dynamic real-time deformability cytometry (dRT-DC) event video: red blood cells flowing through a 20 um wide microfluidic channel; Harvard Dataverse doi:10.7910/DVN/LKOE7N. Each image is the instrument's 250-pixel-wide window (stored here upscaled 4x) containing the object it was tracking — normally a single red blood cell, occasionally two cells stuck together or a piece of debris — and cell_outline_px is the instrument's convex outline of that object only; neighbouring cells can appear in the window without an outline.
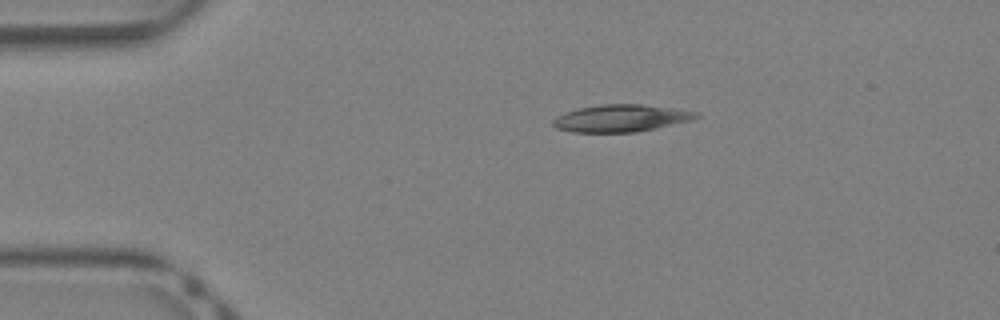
{"species": "Egyptian fruit bat (a non-hibernating species)", "species_latin": "Rousettus aegyptiacus", "temperature_condition": "warm", "stored_images_in_passage": 33, "camera_frame_rate_fps": 3000, "um_per_image_px": 0.085, "animal": {"sex": "female"}, "frame": {"image": 1, "passage_image": 1, "time_ms": 0.0, "image_size_px": [1000, 320], "cell_outline_px": [[700, 116], [692, 120], [656, 128], [636, 132], [572, 132], [556, 128], [552, 124], [552, 120], [556, 116], [580, 108], [600, 104], [640, 104], [672, 108], [700, 112]], "centroid_in_image_um": [52.8, 10.05], "position_along_channel_um": 32.2, "area_um2": 22.6}}
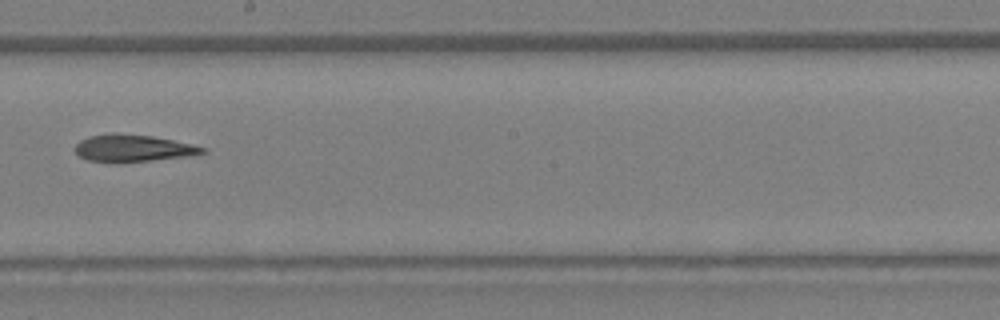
{"frame": {"image": 2, "passage_image": 16, "time_ms": 5.0, "image_size_px": [1000, 320], "cell_outline_px": [[208, 152], [192, 156], [116, 164], [88, 160], [80, 156], [72, 148], [80, 140], [88, 136], [152, 136], [192, 144], [208, 148]], "centroid_in_image_um": [11.36, 12.66], "position_along_channel_um": 236.8, "area_um2": 19.83}}
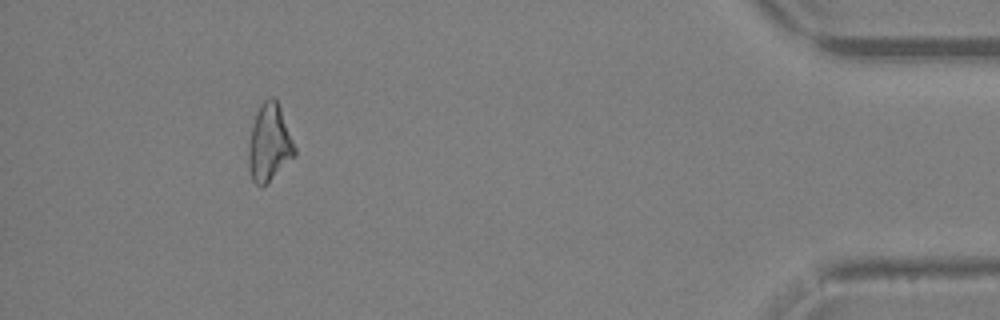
{"frame": {"image": 3, "passage_image": 30, "time_ms": 9.667, "image_size_px": [1000, 320], "cell_outline_px": [[296, 156], [260, 188], [252, 180], [248, 168], [248, 148], [252, 124], [256, 112], [260, 104], [268, 96], [272, 96], [276, 100], [280, 108], [296, 148]], "centroid_in_image_um": [22.88, 12.14], "position_along_channel_um": 412.3, "area_um2": 20.75}}